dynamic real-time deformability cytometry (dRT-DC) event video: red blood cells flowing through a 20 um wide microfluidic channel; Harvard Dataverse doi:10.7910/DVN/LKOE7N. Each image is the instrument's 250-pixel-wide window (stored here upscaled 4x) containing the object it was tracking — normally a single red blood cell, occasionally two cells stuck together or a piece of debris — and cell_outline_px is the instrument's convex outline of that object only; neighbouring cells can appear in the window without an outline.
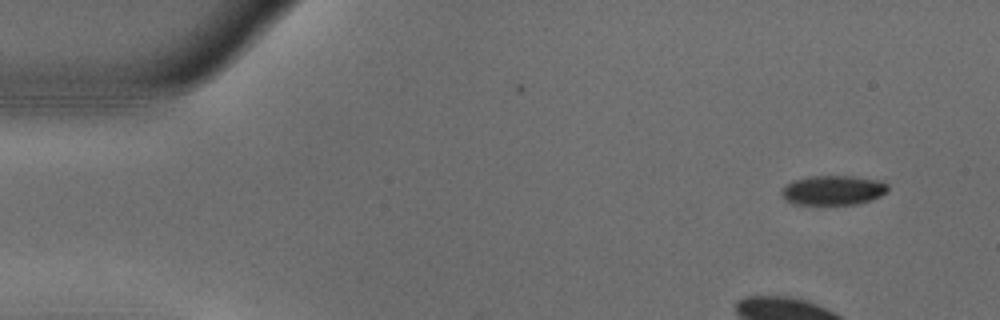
{"species": "common noctule bat (a hibernating species)", "species_latin": "Nyctalus noctula", "temperature_condition": "warm", "stored_images_in_passage": 49, "camera_frame_rate_fps": 3000, "um_per_image_px": 0.085, "animal": {"sex": "male", "body_mass_g": 18.8}, "frame": {"image": 1, "passage_image": 1, "time_ms": 0.0, "image_size_px": [1000, 320], "cell_outline_px": [[888, 192], [872, 200], [856, 204], [824, 208], [792, 204], [784, 200], [780, 196], [780, 192], [792, 180], [812, 176], [852, 176], [880, 180], [888, 184]], "centroid_in_image_um": [70.78, 16.23], "position_along_channel_um": 14.2, "area_um2": 19.42}}